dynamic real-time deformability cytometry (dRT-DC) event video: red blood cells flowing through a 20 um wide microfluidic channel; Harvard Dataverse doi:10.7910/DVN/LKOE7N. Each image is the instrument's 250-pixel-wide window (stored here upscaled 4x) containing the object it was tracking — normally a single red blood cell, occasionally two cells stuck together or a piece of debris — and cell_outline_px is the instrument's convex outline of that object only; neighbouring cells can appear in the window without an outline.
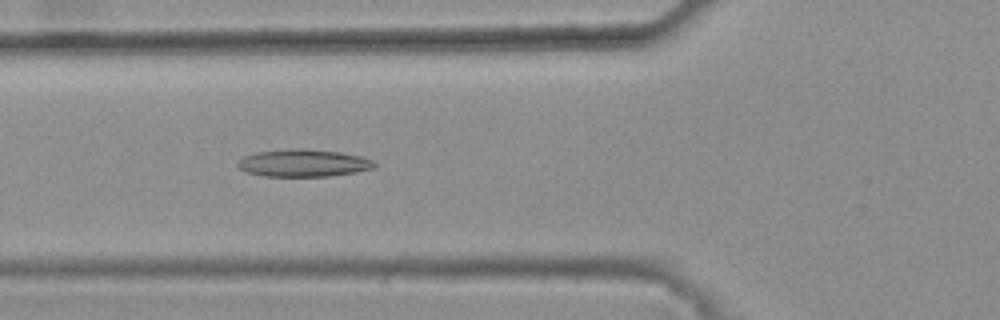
{"species": "common noctule bat (a hibernating species)", "species_latin": "Nyctalus noctula", "temperature_condition": "warm", "stored_images_in_passage": 44, "camera_frame_rate_fps": 3000, "um_per_image_px": 0.085, "animal": {"sex": "female", "body_mass_g": 25.1}, "frame": {"image": 1, "passage_image": 20, "time_ms": 6.333, "image_size_px": [1000, 320], "cell_outline_px": [[376, 164], [372, 168], [356, 172], [328, 176], [264, 176], [248, 172], [240, 168], [236, 164], [244, 156], [256, 152], [300, 148], [304, 148], [340, 152], [360, 156], [372, 160]], "centroid_in_image_um": [25.79, 13.85], "position_along_channel_um": 100.0, "area_um2": 21.56}}
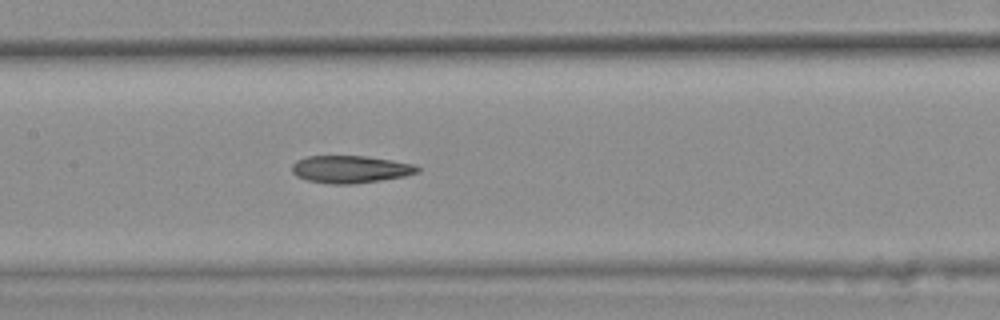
{"frame": {"image": 2, "passage_image": 26, "time_ms": 8.333, "image_size_px": [1000, 320], "cell_outline_px": [[420, 172], [404, 176], [380, 180], [352, 184], [328, 184], [308, 180], [296, 176], [292, 172], [292, 164], [296, 160], [308, 156], [364, 156], [392, 160], [416, 164], [420, 168]], "centroid_in_image_um": [29.79, 14.38], "position_along_channel_um": 177.6, "area_um2": 20.11}}
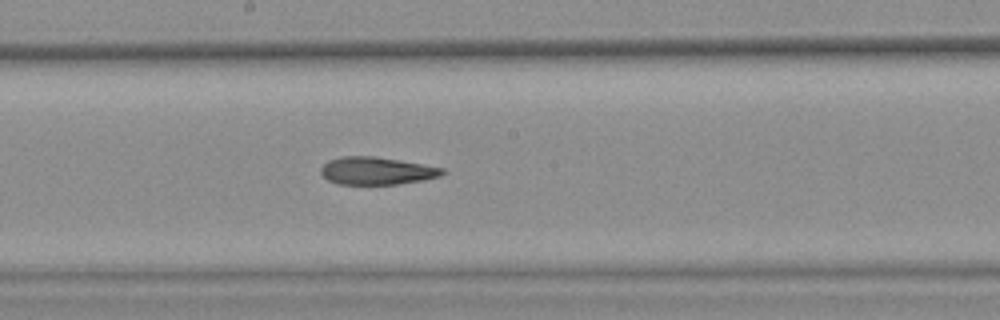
{"frame": {"image": 3, "passage_image": 29, "time_ms": 9.333, "image_size_px": [1000, 320], "cell_outline_px": [[448, 172], [440, 176], [424, 180], [396, 184], [336, 184], [328, 180], [320, 172], [320, 168], [328, 160], [340, 156], [376, 156], [400, 160], [444, 168]], "centroid_in_image_um": [32.02, 14.51], "position_along_channel_um": 216.2, "area_um2": 19.71}, "authors_computed_cell_mechanics": {"area_um2": 20.6635, "velocity_mm_per_s": 3.8706, "shape_relaxation_time_tau1_ms": null, "shape_relaxation_time_tau2_ms": 3.6686, "deformation_change_tau1": null, "deformation_change_tau2": 0.1354}}